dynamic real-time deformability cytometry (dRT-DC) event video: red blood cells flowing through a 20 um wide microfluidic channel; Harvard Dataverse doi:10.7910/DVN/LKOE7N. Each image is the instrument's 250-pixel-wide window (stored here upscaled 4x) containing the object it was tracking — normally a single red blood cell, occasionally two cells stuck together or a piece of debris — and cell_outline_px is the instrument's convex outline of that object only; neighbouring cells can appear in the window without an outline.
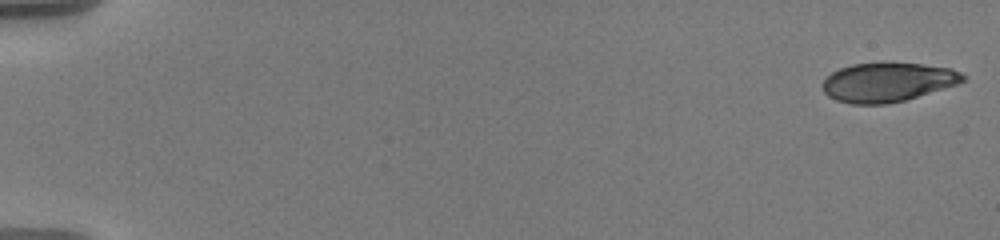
{"species": "human", "species_latin": "Homo sapiens", "temperature_condition": "warm", "stored_images_in_passage": 24, "camera_frame_rate_fps": 3000, "um_per_image_px": 0.085, "donor": {"sex": "male"}, "frame": {"image": 1, "passage_image": 1, "time_ms": 0.0, "image_size_px": [1000, 240], "cell_outline_px": [[968, 80], [956, 84], [904, 100], [888, 104], [852, 104], [836, 100], [828, 96], [824, 92], [824, 80], [832, 72], [840, 68], [852, 64], [924, 64], [952, 68], [968, 76]], "centroid_in_image_um": [75.48, 6.99], "position_along_channel_um": 9.5, "area_um2": 31.56}}
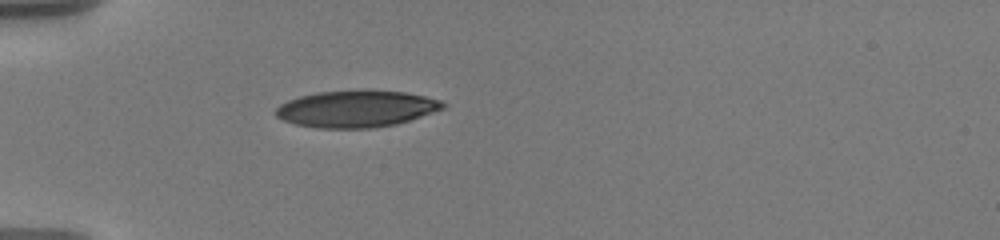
{"frame": {"image": 2, "passage_image": 24, "time_ms": 5.667, "image_size_px": [1000, 240], "cell_outline_px": [[448, 104], [444, 108], [396, 124], [372, 128], [316, 128], [296, 124], [284, 120], [276, 116], [276, 108], [280, 104], [288, 100], [300, 96], [316, 92], [360, 88], [368, 88], [404, 92], [424, 96], [440, 100]], "centroid_in_image_um": [30.28, 9.22], "position_along_channel_um": 54.7, "area_um2": 36.3}}